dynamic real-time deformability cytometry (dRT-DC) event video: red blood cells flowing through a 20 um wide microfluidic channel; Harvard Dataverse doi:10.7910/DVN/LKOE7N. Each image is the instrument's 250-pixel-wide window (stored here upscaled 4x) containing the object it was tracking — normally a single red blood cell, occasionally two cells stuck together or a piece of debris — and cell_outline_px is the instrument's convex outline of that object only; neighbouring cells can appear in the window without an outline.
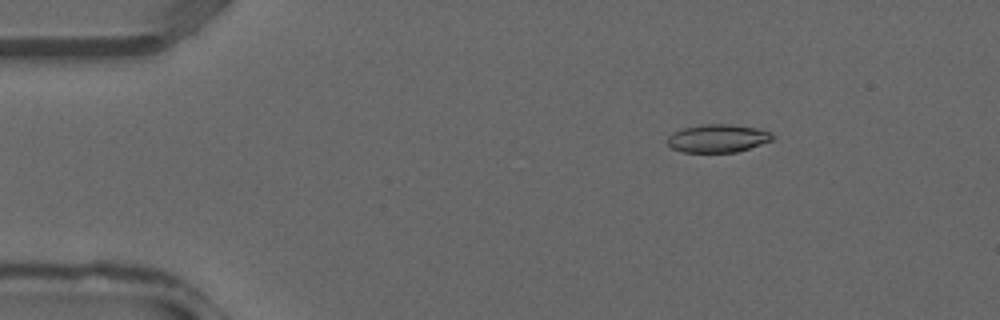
{"species": "common noctule bat (a hibernating species)", "species_latin": "Nyctalus noctula", "temperature_condition": "warm", "stored_images_in_passage": 34, "camera_frame_rate_fps": 3000, "um_per_image_px": 0.085, "animal": {"sex": "male", "forearm_length_mm": 52.5}, "frame": {"image": 1, "passage_image": 3, "time_ms": 0.667, "image_size_px": [1000, 320], "cell_outline_px": [[776, 136], [772, 140], [736, 152], [684, 152], [672, 148], [668, 144], [668, 136], [672, 132], [680, 128], [704, 124], [732, 124], [756, 128], [772, 132]], "centroid_in_image_um": [61.0, 11.74], "position_along_channel_um": 24.0, "area_um2": 17.22}}
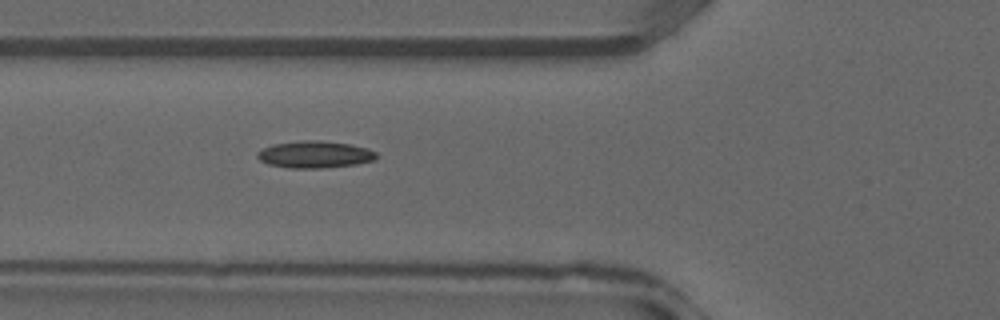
{"frame": {"image": 2, "passage_image": 11, "time_ms": 3.333, "image_size_px": [1000, 320], "cell_outline_px": [[376, 160], [356, 164], [320, 168], [288, 168], [268, 164], [260, 160], [256, 156], [256, 152], [272, 144], [300, 140], [320, 140], [348, 144], [368, 148], [376, 152]], "centroid_in_image_um": [26.73, 13.13], "position_along_channel_um": 99.1, "area_um2": 18.79}}
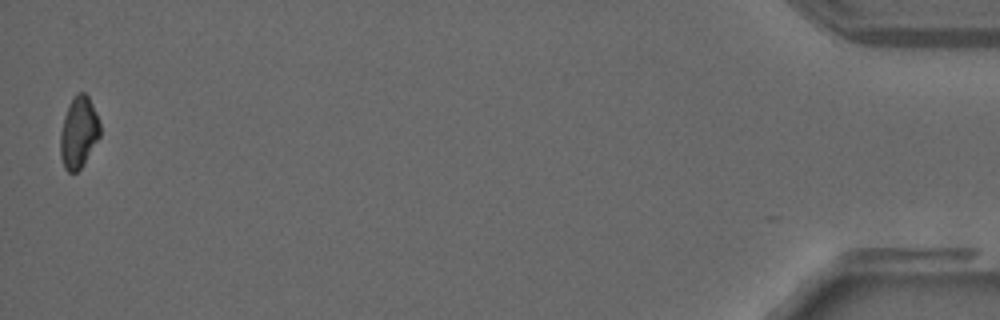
{"frame": {"image": 3, "passage_image": 34, "time_ms": 11.0, "image_size_px": [1000, 320], "cell_outline_px": [[100, 136], [80, 168], [76, 172], [68, 172], [64, 168], [60, 156], [60, 132], [64, 116], [68, 104], [72, 96], [76, 92], [84, 92], [88, 96], [100, 120]], "centroid_in_image_um": [6.67, 11.21], "position_along_channel_um": 428.5, "area_um2": 16.65}}